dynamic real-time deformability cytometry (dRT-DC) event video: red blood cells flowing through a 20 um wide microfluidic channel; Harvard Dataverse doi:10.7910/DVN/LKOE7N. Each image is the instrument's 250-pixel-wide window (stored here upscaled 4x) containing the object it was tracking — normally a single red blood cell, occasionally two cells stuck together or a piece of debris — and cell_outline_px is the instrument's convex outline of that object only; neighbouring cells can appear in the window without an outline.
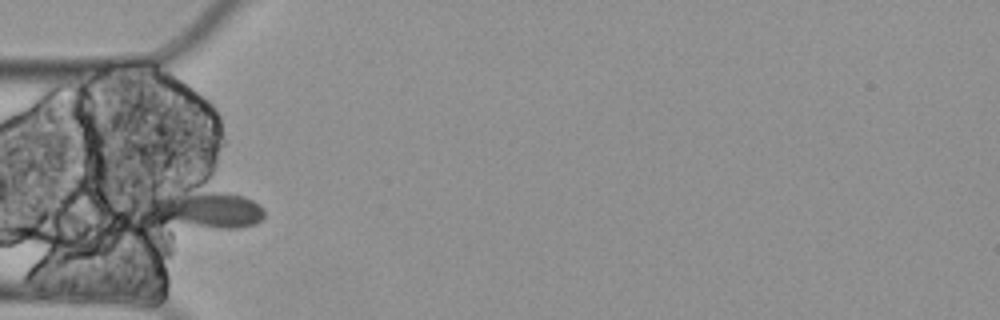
{"species": "Egyptian fruit bat (a non-hibernating species)", "species_latin": "Rousettus aegyptiacus", "temperature_condition": "cold", "stored_images_in_passage": 7, "camera_frame_rate_fps": 3000, "um_per_image_px": 0.085, "animal": {"sex": "female"}, "frame": {"image": 1, "passage_image": 2, "time_ms": 0.333, "image_size_px": [1000, 320], "cell_outline_px": [[264, 216], [256, 224], [240, 228], [216, 228], [160, 220], [148, 216], [140, 204], [144, 200], [152, 196], [200, 180], [244, 196], [260, 204], [264, 208]], "centroid_in_image_um": [17.35, 17.59], "position_along_channel_um": 67.7, "area_um2": 28.73}}
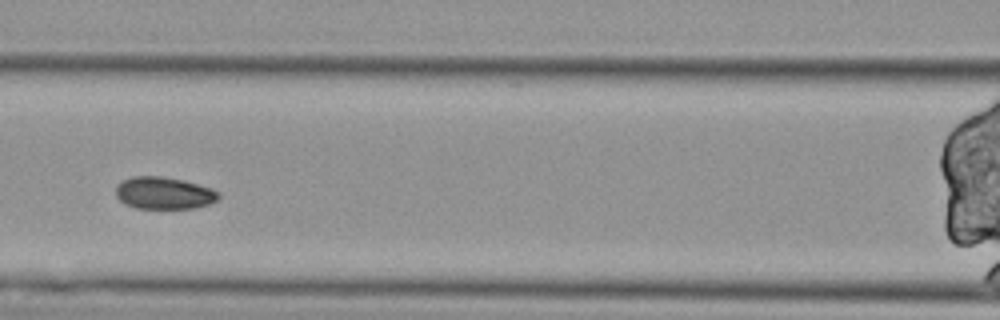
{"frame": {"image": 2, "passage_image": 4, "time_ms": 1.0, "image_size_px": [1000, 320], "cell_outline_px": [[220, 196], [216, 200], [208, 204], [192, 208], [136, 208], [124, 204], [116, 196], [116, 184], [120, 180], [132, 176], [164, 176], [184, 180], [212, 188], [220, 192]], "centroid_in_image_um": [13.9, 16.39], "position_along_channel_um": 152.7, "area_um2": 19.48}}
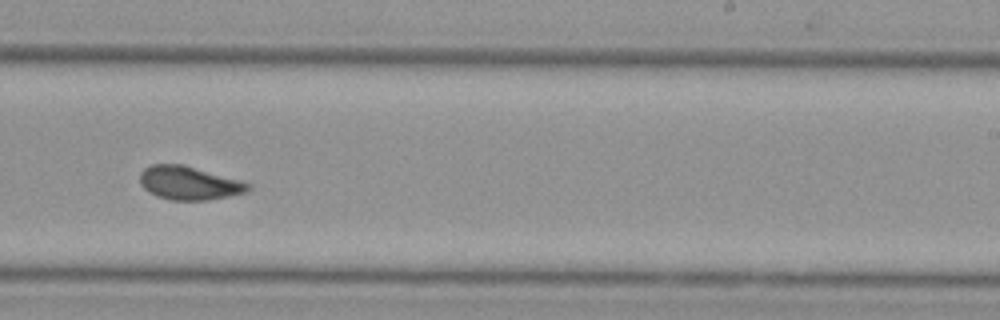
{"frame": {"image": 3, "passage_image": 7, "time_ms": 2.0, "image_size_px": [1000, 320], "cell_outline_px": [[252, 188], [248, 192], [208, 200], [172, 200], [156, 196], [148, 192], [140, 184], [140, 172], [144, 168], [152, 164], [184, 164], [244, 180], [252, 184]], "centroid_in_image_um": [16.12, 15.55], "position_along_channel_um": 272.9, "area_um2": 21.62}}